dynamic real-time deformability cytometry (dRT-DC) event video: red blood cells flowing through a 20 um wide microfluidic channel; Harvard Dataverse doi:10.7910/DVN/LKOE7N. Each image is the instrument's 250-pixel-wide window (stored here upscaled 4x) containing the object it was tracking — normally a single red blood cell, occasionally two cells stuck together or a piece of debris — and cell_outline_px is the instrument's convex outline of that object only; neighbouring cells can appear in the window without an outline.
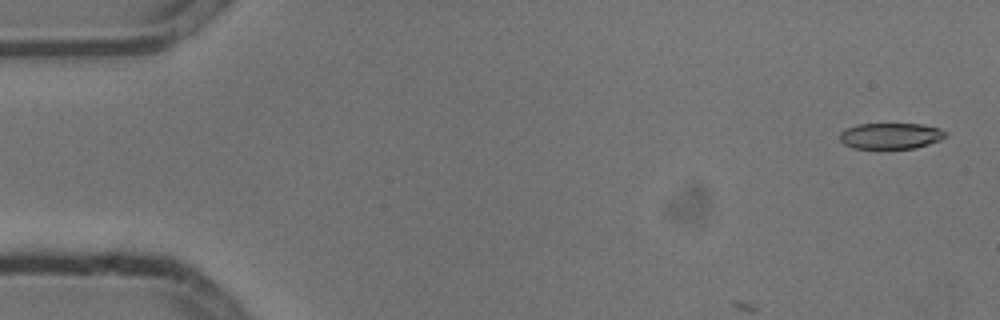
{"species": "common noctule bat (a hibernating species)", "species_latin": "Nyctalus noctula", "temperature_condition": "cold", "stored_images_in_passage": 5, "camera_frame_rate_fps": 3000, "um_per_image_px": 0.085, "animal": {"sex": "male", "body_mass_g": 13.3}, "frame": {"image": 1, "passage_image": 1, "time_ms": 0.0, "image_size_px": [1000, 320], "cell_outline_px": [[948, 136], [940, 140], [916, 148], [852, 148], [844, 144], [840, 140], [840, 132], [856, 124], [924, 124], [940, 128], [948, 132]], "centroid_in_image_um": [75.75, 11.54], "position_along_channel_um": 9.2, "area_um2": 16.13}}
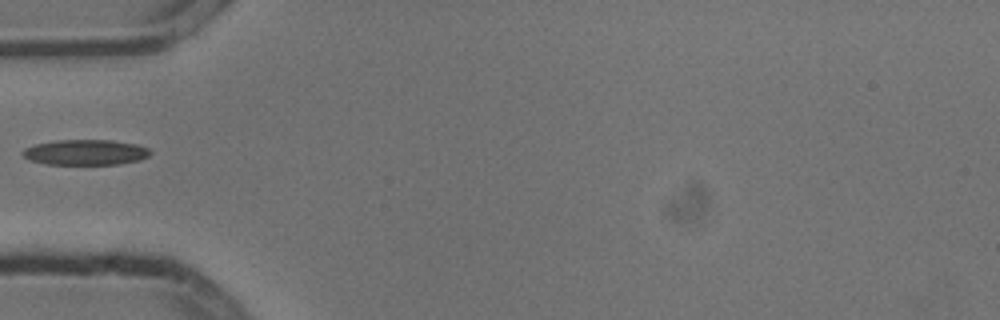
{"frame": {"image": 2, "passage_image": 5, "time_ms": 1.333, "image_size_px": [1000, 320], "cell_outline_px": [[152, 152], [148, 156], [140, 160], [120, 164], [48, 164], [28, 160], [20, 152], [24, 148], [36, 144], [56, 140], [112, 140], [136, 144], [148, 148]], "centroid_in_image_um": [7.26, 12.94], "position_along_channel_um": 77.7, "area_um2": 18.96}}